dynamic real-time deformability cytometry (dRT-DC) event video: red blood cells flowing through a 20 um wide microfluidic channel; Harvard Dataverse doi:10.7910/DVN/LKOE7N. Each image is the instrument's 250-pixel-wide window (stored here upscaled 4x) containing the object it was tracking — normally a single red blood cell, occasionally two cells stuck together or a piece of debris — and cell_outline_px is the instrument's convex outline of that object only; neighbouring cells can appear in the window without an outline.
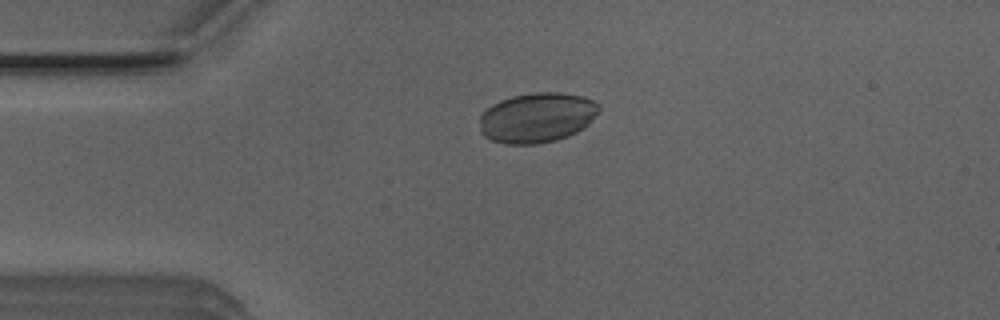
{"species": "Egyptian fruit bat (a non-hibernating species)", "species_latin": "Rousettus aegyptiacus", "temperature_condition": "room temperature", "stored_images_in_passage": 5, "camera_frame_rate_fps": 3000, "um_per_image_px": 0.085, "animal": {"sex": "male"}, "frame": {"image": 1, "passage_image": 1, "time_ms": 0.0, "image_size_px": [1000, 320], "cell_outline_px": [[600, 108], [588, 124], [584, 128], [568, 136], [556, 140], [536, 144], [504, 144], [492, 140], [484, 136], [480, 132], [480, 116], [492, 104], [500, 100], [512, 96], [532, 92], [560, 92], [584, 96], [600, 104]], "centroid_in_image_um": [45.64, 9.99], "position_along_channel_um": 39.4, "area_um2": 34.91}}
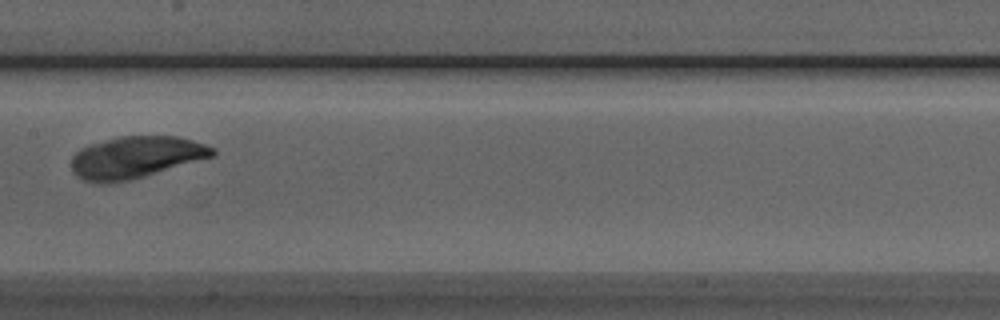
{"frame": {"image": 2, "passage_image": 5, "time_ms": 1.333, "image_size_px": [1000, 320], "cell_outline_px": [[216, 156], [144, 176], [128, 180], [108, 184], [96, 184], [84, 180], [72, 172], [72, 156], [80, 148], [88, 144], [120, 136], [176, 136], [192, 140], [216, 148]], "centroid_in_image_um": [11.53, 13.37], "position_along_channel_um": 195.9, "area_um2": 34.68}}